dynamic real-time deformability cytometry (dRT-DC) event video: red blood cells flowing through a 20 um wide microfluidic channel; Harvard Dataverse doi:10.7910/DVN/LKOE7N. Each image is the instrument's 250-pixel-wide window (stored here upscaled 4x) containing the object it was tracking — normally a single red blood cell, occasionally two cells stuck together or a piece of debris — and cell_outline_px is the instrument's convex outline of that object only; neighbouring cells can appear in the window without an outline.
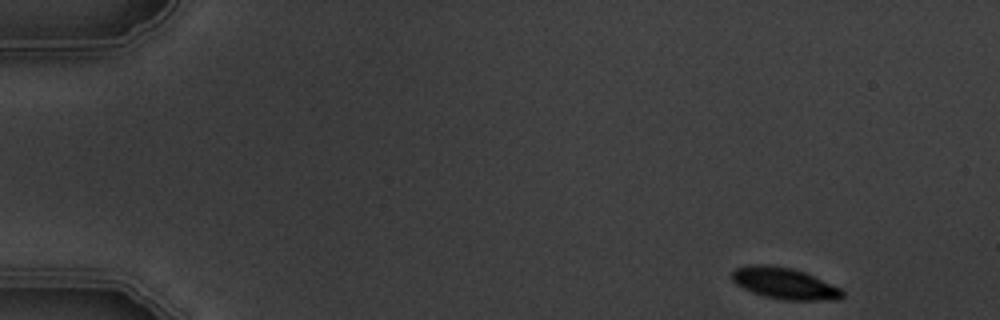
{"species": "common noctule bat (a hibernating species)", "species_latin": "Nyctalus noctula", "temperature_condition": "warm", "stored_images_in_passage": 4, "camera_frame_rate_fps": 3000, "um_per_image_px": 0.085, "animal": {"sex": "male", "body_mass_g": 19.5, "forearm_length_mm": 54.6}, "frame": {"image": 1, "passage_image": 1, "time_ms": 0.0, "image_size_px": [1000, 320], "cell_outline_px": [[844, 296], [840, 300], [784, 300], [764, 296], [752, 292], [736, 284], [732, 280], [732, 272], [736, 268], [748, 264], [768, 264], [792, 268], [804, 272], [840, 288], [844, 292]], "centroid_in_image_um": [66.67, 24.08], "position_along_channel_um": 18.3, "area_um2": 20.23}}